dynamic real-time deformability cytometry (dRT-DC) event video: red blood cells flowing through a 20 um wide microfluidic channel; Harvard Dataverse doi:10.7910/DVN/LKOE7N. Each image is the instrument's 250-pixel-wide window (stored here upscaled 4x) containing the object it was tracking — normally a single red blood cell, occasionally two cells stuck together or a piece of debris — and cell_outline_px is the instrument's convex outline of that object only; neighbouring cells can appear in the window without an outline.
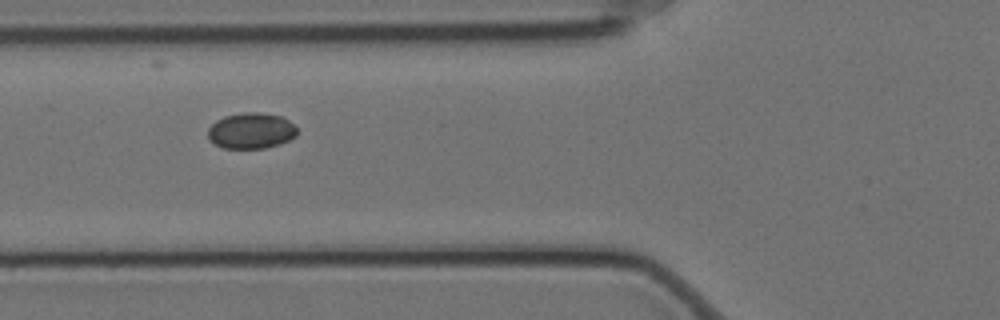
{"species": "Egyptian fruit bat (a non-hibernating species)", "species_latin": "Rousettus aegyptiacus", "temperature_condition": "cold", "stored_images_in_passage": 5, "camera_frame_rate_fps": 3000, "um_per_image_px": 0.085, "animal": {"sex": "female"}, "frame": {"image": 1, "passage_image": 3, "time_ms": 0.667, "image_size_px": [1000, 320], "cell_outline_px": [[296, 136], [280, 144], [264, 148], [224, 148], [208, 140], [208, 128], [216, 120], [224, 116], [244, 112], [256, 112], [280, 116], [288, 120], [296, 128]], "centroid_in_image_um": [21.32, 11.11], "position_along_channel_um": 104.5, "area_um2": 18.55}}
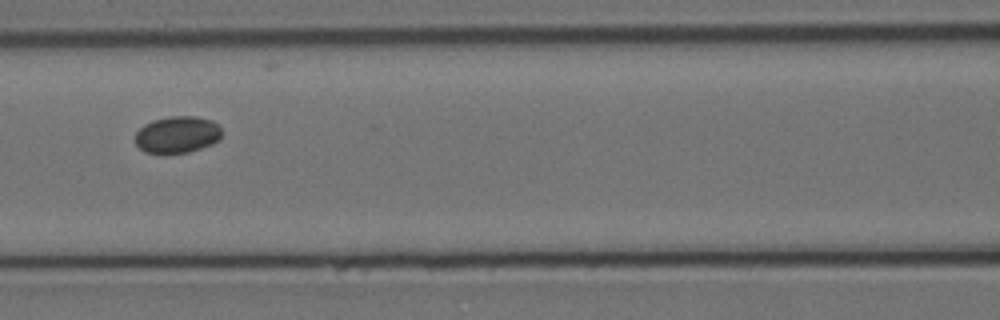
{"frame": {"image": 2, "passage_image": 4, "time_ms": 1.0, "image_size_px": [1000, 320], "cell_outline_px": [[220, 140], [212, 144], [188, 152], [164, 156], [160, 156], [144, 152], [136, 144], [136, 132], [144, 124], [152, 120], [168, 116], [196, 116], [212, 120], [220, 128]], "centroid_in_image_um": [15.03, 11.48], "position_along_channel_um": 151.6, "area_um2": 19.07}}
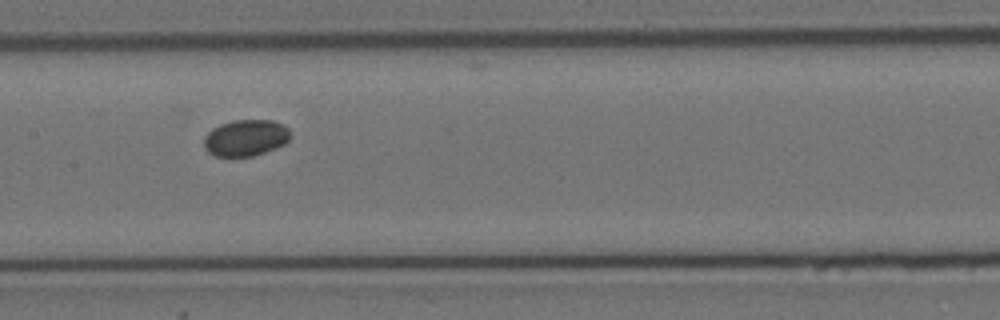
{"frame": {"image": 3, "passage_image": 5, "time_ms": 1.333, "image_size_px": [1000, 320], "cell_outline_px": [[292, 136], [284, 144], [276, 148], [252, 156], [216, 156], [208, 152], [204, 148], [204, 136], [212, 128], [220, 124], [232, 120], [272, 120], [284, 124], [288, 128]], "centroid_in_image_um": [20.89, 11.7], "position_along_channel_um": 186.5, "area_um2": 18.5}}